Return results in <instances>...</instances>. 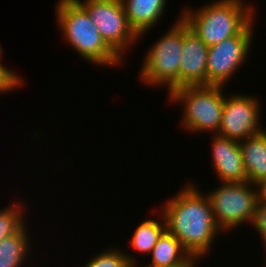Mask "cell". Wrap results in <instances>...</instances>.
I'll list each match as a JSON object with an SVG mask.
<instances>
[{"instance_id": "1", "label": "cell", "mask_w": 266, "mask_h": 267, "mask_svg": "<svg viewBox=\"0 0 266 267\" xmlns=\"http://www.w3.org/2000/svg\"><path fill=\"white\" fill-rule=\"evenodd\" d=\"M197 184L189 182L160 209L166 230L180 241L183 248L194 258H205L217 234L222 232L216 225L210 201L201 193Z\"/></svg>"}, {"instance_id": "2", "label": "cell", "mask_w": 266, "mask_h": 267, "mask_svg": "<svg viewBox=\"0 0 266 267\" xmlns=\"http://www.w3.org/2000/svg\"><path fill=\"white\" fill-rule=\"evenodd\" d=\"M55 10L59 30L67 45H71L81 58L98 66H121L124 59L105 42L87 11L76 0H59Z\"/></svg>"}, {"instance_id": "3", "label": "cell", "mask_w": 266, "mask_h": 267, "mask_svg": "<svg viewBox=\"0 0 266 267\" xmlns=\"http://www.w3.org/2000/svg\"><path fill=\"white\" fill-rule=\"evenodd\" d=\"M243 0H217L200 6L197 10L186 7L181 18L208 46L238 35L254 18L256 10Z\"/></svg>"}, {"instance_id": "4", "label": "cell", "mask_w": 266, "mask_h": 267, "mask_svg": "<svg viewBox=\"0 0 266 267\" xmlns=\"http://www.w3.org/2000/svg\"><path fill=\"white\" fill-rule=\"evenodd\" d=\"M224 86H181L169 92L170 102L183 105L181 126L189 132H211L220 129L224 106Z\"/></svg>"}, {"instance_id": "5", "label": "cell", "mask_w": 266, "mask_h": 267, "mask_svg": "<svg viewBox=\"0 0 266 267\" xmlns=\"http://www.w3.org/2000/svg\"><path fill=\"white\" fill-rule=\"evenodd\" d=\"M164 36L148 49L139 77L150 87H165L168 93L179 87V66L183 51L181 15ZM160 85V86H159Z\"/></svg>"}, {"instance_id": "6", "label": "cell", "mask_w": 266, "mask_h": 267, "mask_svg": "<svg viewBox=\"0 0 266 267\" xmlns=\"http://www.w3.org/2000/svg\"><path fill=\"white\" fill-rule=\"evenodd\" d=\"M222 184L207 193L219 229L230 232L242 223H252L259 200L257 186L248 181Z\"/></svg>"}, {"instance_id": "7", "label": "cell", "mask_w": 266, "mask_h": 267, "mask_svg": "<svg viewBox=\"0 0 266 267\" xmlns=\"http://www.w3.org/2000/svg\"><path fill=\"white\" fill-rule=\"evenodd\" d=\"M76 1L87 11L105 42L122 59L125 57L123 54L140 41L128 23L121 0Z\"/></svg>"}, {"instance_id": "8", "label": "cell", "mask_w": 266, "mask_h": 267, "mask_svg": "<svg viewBox=\"0 0 266 267\" xmlns=\"http://www.w3.org/2000/svg\"><path fill=\"white\" fill-rule=\"evenodd\" d=\"M255 18L236 36L229 37L208 48L206 85L224 86L245 64L253 40Z\"/></svg>"}, {"instance_id": "9", "label": "cell", "mask_w": 266, "mask_h": 267, "mask_svg": "<svg viewBox=\"0 0 266 267\" xmlns=\"http://www.w3.org/2000/svg\"><path fill=\"white\" fill-rule=\"evenodd\" d=\"M243 94H230L224 97L223 113L217 135L235 141H242L261 132V103Z\"/></svg>"}, {"instance_id": "10", "label": "cell", "mask_w": 266, "mask_h": 267, "mask_svg": "<svg viewBox=\"0 0 266 267\" xmlns=\"http://www.w3.org/2000/svg\"><path fill=\"white\" fill-rule=\"evenodd\" d=\"M208 48L183 20V51L179 66V87L206 85Z\"/></svg>"}, {"instance_id": "11", "label": "cell", "mask_w": 266, "mask_h": 267, "mask_svg": "<svg viewBox=\"0 0 266 267\" xmlns=\"http://www.w3.org/2000/svg\"><path fill=\"white\" fill-rule=\"evenodd\" d=\"M212 139L211 159L218 180L221 183L247 181L239 142L217 134Z\"/></svg>"}, {"instance_id": "12", "label": "cell", "mask_w": 266, "mask_h": 267, "mask_svg": "<svg viewBox=\"0 0 266 267\" xmlns=\"http://www.w3.org/2000/svg\"><path fill=\"white\" fill-rule=\"evenodd\" d=\"M130 27L141 38L164 15L167 0H121ZM143 35V36H142Z\"/></svg>"}, {"instance_id": "13", "label": "cell", "mask_w": 266, "mask_h": 267, "mask_svg": "<svg viewBox=\"0 0 266 267\" xmlns=\"http://www.w3.org/2000/svg\"><path fill=\"white\" fill-rule=\"evenodd\" d=\"M152 267H196L197 261L183 248L180 241L167 230L158 239L151 253Z\"/></svg>"}, {"instance_id": "14", "label": "cell", "mask_w": 266, "mask_h": 267, "mask_svg": "<svg viewBox=\"0 0 266 267\" xmlns=\"http://www.w3.org/2000/svg\"><path fill=\"white\" fill-rule=\"evenodd\" d=\"M247 181L258 184L266 177V129L239 142Z\"/></svg>"}, {"instance_id": "15", "label": "cell", "mask_w": 266, "mask_h": 267, "mask_svg": "<svg viewBox=\"0 0 266 267\" xmlns=\"http://www.w3.org/2000/svg\"><path fill=\"white\" fill-rule=\"evenodd\" d=\"M27 230L26 223L17 233L0 242V267H24L31 248Z\"/></svg>"}, {"instance_id": "16", "label": "cell", "mask_w": 266, "mask_h": 267, "mask_svg": "<svg viewBox=\"0 0 266 267\" xmlns=\"http://www.w3.org/2000/svg\"><path fill=\"white\" fill-rule=\"evenodd\" d=\"M160 218L145 219L139 223L130 238V247L141 254H150L158 239L166 231V222L162 212H158ZM160 221V222H159Z\"/></svg>"}, {"instance_id": "17", "label": "cell", "mask_w": 266, "mask_h": 267, "mask_svg": "<svg viewBox=\"0 0 266 267\" xmlns=\"http://www.w3.org/2000/svg\"><path fill=\"white\" fill-rule=\"evenodd\" d=\"M119 248H110L105 251L98 252L96 256L91 258L84 267H132L135 265L136 258L128 254V251Z\"/></svg>"}, {"instance_id": "18", "label": "cell", "mask_w": 266, "mask_h": 267, "mask_svg": "<svg viewBox=\"0 0 266 267\" xmlns=\"http://www.w3.org/2000/svg\"><path fill=\"white\" fill-rule=\"evenodd\" d=\"M16 202L0 210V234H15L26 224L23 213L26 212L25 206L28 205L20 201L17 204Z\"/></svg>"}, {"instance_id": "19", "label": "cell", "mask_w": 266, "mask_h": 267, "mask_svg": "<svg viewBox=\"0 0 266 267\" xmlns=\"http://www.w3.org/2000/svg\"><path fill=\"white\" fill-rule=\"evenodd\" d=\"M250 225L254 226L263 245L266 246V201L258 200L255 217Z\"/></svg>"}, {"instance_id": "20", "label": "cell", "mask_w": 266, "mask_h": 267, "mask_svg": "<svg viewBox=\"0 0 266 267\" xmlns=\"http://www.w3.org/2000/svg\"><path fill=\"white\" fill-rule=\"evenodd\" d=\"M20 85L0 66V93L12 92Z\"/></svg>"}, {"instance_id": "21", "label": "cell", "mask_w": 266, "mask_h": 267, "mask_svg": "<svg viewBox=\"0 0 266 267\" xmlns=\"http://www.w3.org/2000/svg\"><path fill=\"white\" fill-rule=\"evenodd\" d=\"M1 50H2V48L0 45V66L22 87L23 86L22 85V82H23L22 77H20L18 75V73L16 74V72H14V70L7 68L6 66H4L3 63H1L2 55H3Z\"/></svg>"}, {"instance_id": "22", "label": "cell", "mask_w": 266, "mask_h": 267, "mask_svg": "<svg viewBox=\"0 0 266 267\" xmlns=\"http://www.w3.org/2000/svg\"><path fill=\"white\" fill-rule=\"evenodd\" d=\"M258 188L259 200L266 201V177L256 184Z\"/></svg>"}, {"instance_id": "23", "label": "cell", "mask_w": 266, "mask_h": 267, "mask_svg": "<svg viewBox=\"0 0 266 267\" xmlns=\"http://www.w3.org/2000/svg\"><path fill=\"white\" fill-rule=\"evenodd\" d=\"M11 235H14V234H0V242H1L2 240H4L5 238L11 236Z\"/></svg>"}, {"instance_id": "24", "label": "cell", "mask_w": 266, "mask_h": 267, "mask_svg": "<svg viewBox=\"0 0 266 267\" xmlns=\"http://www.w3.org/2000/svg\"><path fill=\"white\" fill-rule=\"evenodd\" d=\"M132 267H138L137 265H132ZM144 267H152V266H144Z\"/></svg>"}]
</instances>
